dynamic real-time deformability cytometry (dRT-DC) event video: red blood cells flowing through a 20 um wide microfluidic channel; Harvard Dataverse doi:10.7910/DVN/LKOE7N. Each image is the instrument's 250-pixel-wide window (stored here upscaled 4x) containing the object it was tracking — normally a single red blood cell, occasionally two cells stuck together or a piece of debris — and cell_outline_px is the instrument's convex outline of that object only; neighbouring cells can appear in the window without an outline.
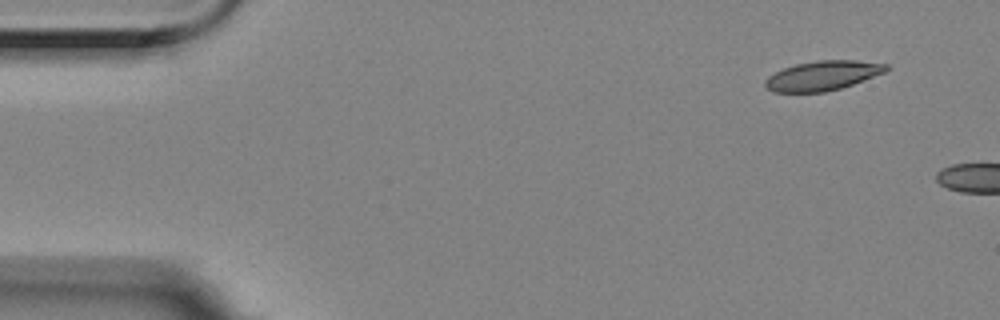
{"species": "Egyptian fruit bat (a non-hibernating species)", "species_latin": "Rousettus aegyptiacus", "temperature_condition": "room temperature", "stored_images_in_passage": 2, "camera_frame_rate_fps": 3000, "um_per_image_px": 0.085, "animal": {"sex": "female"}, "frame": {"image": 1, "passage_image": 1, "time_ms": 0.0, "image_size_px": [1000, 320], "cell_outline_px": [[888, 68], [884, 72], [852, 84], [840, 88], [824, 92], [772, 92], [764, 84], [764, 80], [768, 76], [784, 68], [796, 64], [816, 60], [856, 60], [888, 64]], "centroid_in_image_um": [69.89, 6.42], "position_along_channel_um": 15.1, "area_um2": 20.63}}